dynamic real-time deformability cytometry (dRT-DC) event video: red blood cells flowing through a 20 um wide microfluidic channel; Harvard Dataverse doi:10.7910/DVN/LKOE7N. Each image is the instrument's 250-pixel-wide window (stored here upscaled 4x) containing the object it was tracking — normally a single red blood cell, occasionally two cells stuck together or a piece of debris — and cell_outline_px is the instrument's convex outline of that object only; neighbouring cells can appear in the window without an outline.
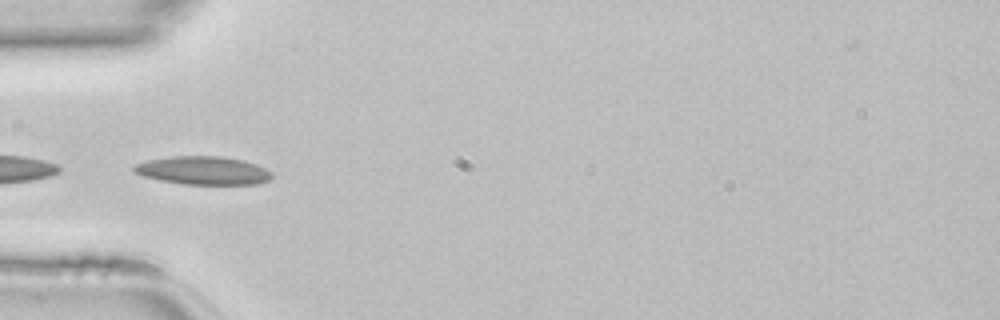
{"species": "common noctule bat (a hibernating species)", "species_latin": "Nyctalus noctula", "temperature_condition": "room temperature", "stored_images_in_passage": 15, "camera_frame_rate_fps": 3000, "um_per_image_px": 0.085, "animal": {"sex": "female", "body_mass_g": 22.7, "forearm_length_mm": 54.2}, "frame": {"image": 1, "passage_image": 7, "time_ms": 2.0, "image_size_px": [1000, 320], "cell_outline_px": [[272, 176], [268, 180], [256, 184], [184, 184], [160, 180], [144, 176], [136, 172], [132, 168], [136, 164], [148, 160], [172, 156], [220, 156], [244, 160], [256, 164], [272, 172]], "centroid_in_image_um": [17.29, 14.49], "position_along_channel_um": 67.7, "area_um2": 22.54}}